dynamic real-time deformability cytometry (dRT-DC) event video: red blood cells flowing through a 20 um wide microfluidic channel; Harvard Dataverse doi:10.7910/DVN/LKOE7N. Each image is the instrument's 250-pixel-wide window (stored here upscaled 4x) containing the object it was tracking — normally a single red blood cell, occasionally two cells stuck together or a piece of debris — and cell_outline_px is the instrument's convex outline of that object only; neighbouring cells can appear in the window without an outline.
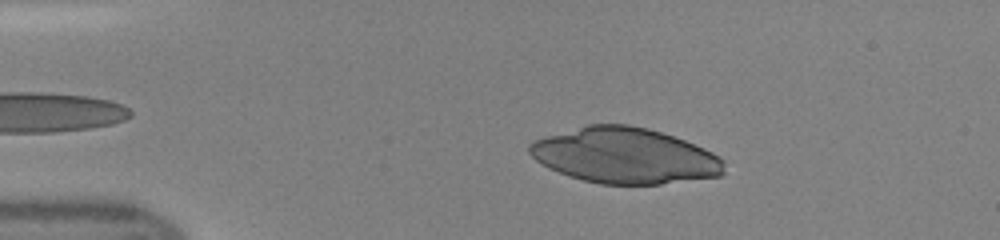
{"species": "human", "species_latin": "Homo sapiens", "temperature_condition": "room temperature", "stored_images_in_passage": 39, "camera_frame_rate_fps": 3000, "um_per_image_px": 0.085, "donor": {"sex": "female"}, "frame": {"image": 1, "passage_image": 9, "time_ms": 2.667, "image_size_px": [1000, 240], "cell_outline_px": [[724, 172], [720, 176], [660, 184], [600, 184], [568, 176], [548, 168], [536, 160], [528, 152], [528, 144], [532, 140], [588, 124], [628, 124], [648, 128], [684, 140], [704, 148], [712, 152], [724, 160]], "centroid_in_image_um": [53.08, 13.23], "position_along_channel_um": 31.9, "area_um2": 63.12}}